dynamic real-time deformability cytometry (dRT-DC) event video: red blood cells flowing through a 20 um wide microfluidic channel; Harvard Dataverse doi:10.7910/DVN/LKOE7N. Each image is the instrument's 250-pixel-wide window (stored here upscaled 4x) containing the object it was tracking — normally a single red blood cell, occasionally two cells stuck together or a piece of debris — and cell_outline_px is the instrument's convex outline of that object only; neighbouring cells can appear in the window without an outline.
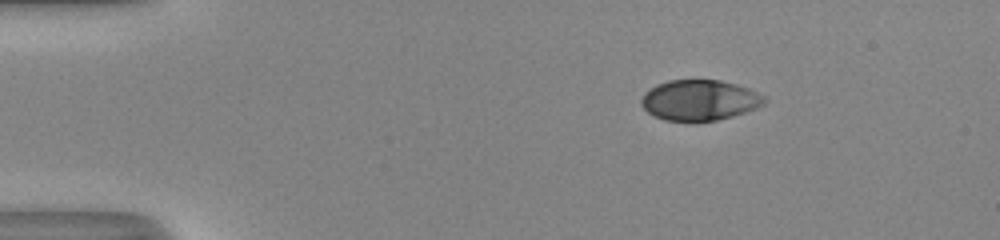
{"species": "human", "species_latin": "Homo sapiens", "temperature_condition": "room temperature", "stored_images_in_passage": 44, "camera_frame_rate_fps": 3000, "um_per_image_px": 0.085, "donor": {"sex": "male"}, "frame": {"image": 1, "passage_image": 1, "time_ms": 0.0, "image_size_px": [1000, 240], "cell_outline_px": [[768, 100], [764, 104], [756, 108], [732, 116], [716, 120], [664, 120], [652, 116], [640, 104], [640, 100], [644, 92], [656, 84], [668, 80], [720, 80], [736, 84], [748, 88], [764, 96]], "centroid_in_image_um": [59.43, 8.5], "position_along_channel_um": 25.6, "area_um2": 29.02}}
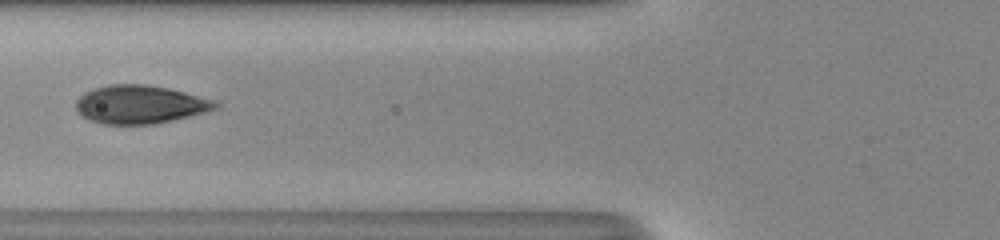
{"frame": {"image": 2, "passage_image": 14, "time_ms": 4.333, "image_size_px": [1000, 240], "cell_outline_px": [[220, 104], [216, 108], [204, 112], [172, 120], [152, 124], [100, 124], [88, 120], [76, 108], [76, 100], [84, 92], [96, 88], [112, 84], [144, 84], [168, 88], [216, 100]], "centroid_in_image_um": [11.9, 8.88], "position_along_channel_um": 113.9, "area_um2": 30.92}}
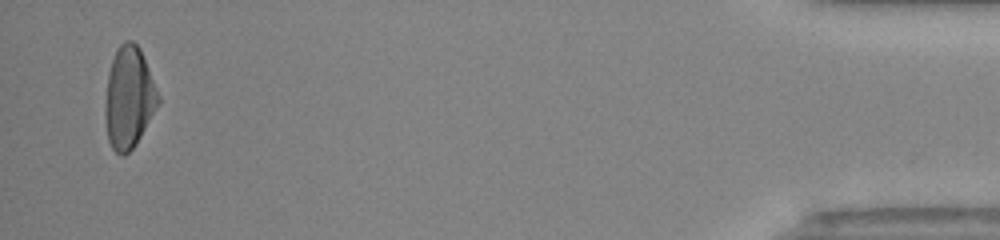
{"frame": {"image": 3, "passage_image": 43, "time_ms": 14.0, "image_size_px": [1000, 240], "cell_outline_px": [[160, 100], [156, 108], [136, 144], [124, 156], [120, 156], [112, 148], [108, 140], [104, 116], [104, 100], [108, 76], [112, 60], [116, 48], [124, 40], [132, 40], [140, 48], [160, 96]], "centroid_in_image_um": [10.93, 8.3], "position_along_channel_um": 424.3, "area_um2": 31.5}, "authors_computed_cell_mechanics": {"area_um2": 31.1253, "velocity_mm_per_s": 4.0784, "shape_relaxation_time_tau1_ms": 4.6265, "shape_relaxation_time_tau2_ms": null, "deformation_change_tau1": 0.2066, "deformation_change_tau2": null}}